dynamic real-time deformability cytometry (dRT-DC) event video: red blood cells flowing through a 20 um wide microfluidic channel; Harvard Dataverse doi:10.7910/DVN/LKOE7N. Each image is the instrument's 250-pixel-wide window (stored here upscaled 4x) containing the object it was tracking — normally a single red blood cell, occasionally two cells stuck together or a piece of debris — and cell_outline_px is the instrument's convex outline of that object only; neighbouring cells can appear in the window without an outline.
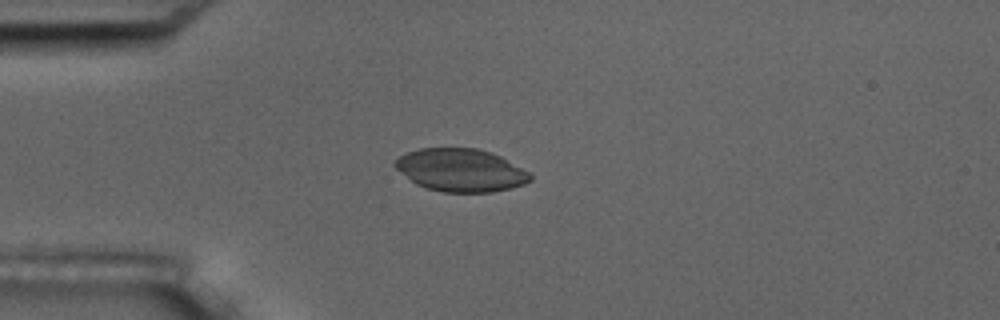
{"species": "common noctule bat (a hibernating species)", "species_latin": "Nyctalus noctula", "temperature_condition": "room temperature", "stored_images_in_passage": 6, "camera_frame_rate_fps": 3000, "um_per_image_px": 0.085, "animal": {"sex": "male", "body_mass_g": 17.5, "forearm_length_mm": 52.3}, "frame": {"image": 1, "passage_image": 4, "time_ms": 3.333, "image_size_px": [1000, 320], "cell_outline_px": [[532, 180], [524, 184], [512, 188], [492, 192], [444, 192], [428, 188], [416, 184], [396, 168], [392, 164], [400, 156], [408, 152], [420, 148], [476, 148], [492, 152], [500, 156], [528, 172], [532, 176]], "centroid_in_image_um": [39.17, 14.46], "position_along_channel_um": 45.8, "area_um2": 33.52}}